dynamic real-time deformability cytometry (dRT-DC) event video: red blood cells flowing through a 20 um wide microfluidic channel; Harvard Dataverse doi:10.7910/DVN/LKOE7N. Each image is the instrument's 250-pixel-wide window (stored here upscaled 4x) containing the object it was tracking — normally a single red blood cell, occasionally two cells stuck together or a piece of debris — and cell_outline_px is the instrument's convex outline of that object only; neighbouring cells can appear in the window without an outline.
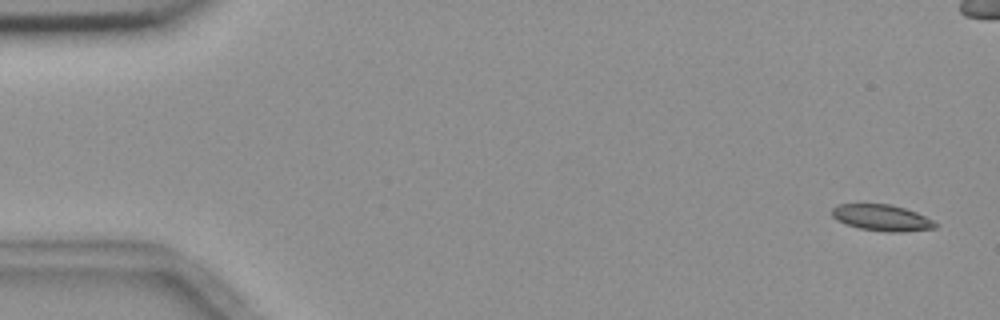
{"species": "common noctule bat (a hibernating species)", "species_latin": "Nyctalus noctula", "temperature_condition": "room temperature", "stored_images_in_passage": 6, "camera_frame_rate_fps": 3000, "um_per_image_px": 0.085, "animal": {"sex": "female", "body_mass_g": 18.4}, "frame": {"image": 1, "passage_image": 1, "time_ms": 0.0, "image_size_px": [1000, 320], "cell_outline_px": [[936, 228], [904, 232], [888, 232], [860, 228], [844, 224], [836, 220], [832, 216], [832, 208], [836, 204], [888, 204], [904, 208], [916, 212], [932, 220], [936, 224]], "centroid_in_image_um": [74.92, 18.51], "position_along_channel_um": 10.1, "area_um2": 15.78}}